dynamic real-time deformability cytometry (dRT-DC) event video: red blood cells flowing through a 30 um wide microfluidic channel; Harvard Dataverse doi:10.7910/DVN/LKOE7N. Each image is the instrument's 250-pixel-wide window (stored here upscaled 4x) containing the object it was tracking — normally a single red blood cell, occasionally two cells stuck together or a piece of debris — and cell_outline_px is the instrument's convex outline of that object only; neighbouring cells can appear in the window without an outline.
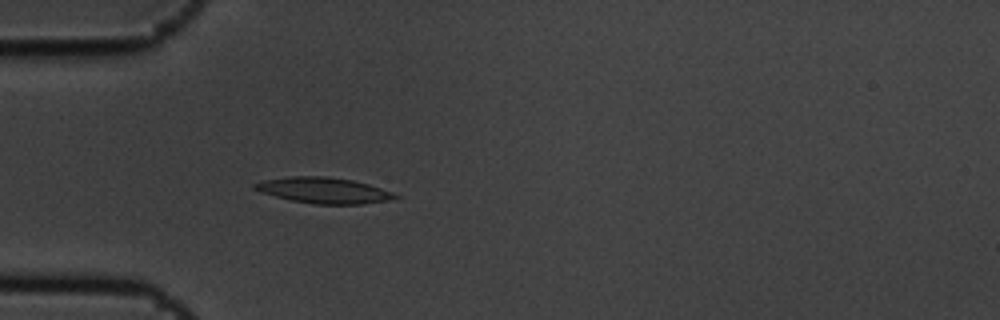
{"species": "common noctule bat (a hibernating species)", "species_latin": "Nyctalus noctula", "temperature_condition": "cold", "stored_images_in_passage": 4, "camera_frame_rate_fps": 3000, "um_per_image_px": 0.085, "animal": {"sex": "male", "body_mass_g": 19.5, "forearm_length_mm": 54.6}, "frame": {"image": 1, "passage_image": 4, "time_ms": 1.0, "image_size_px": [1000, 320], "cell_outline_px": [[400, 196], [396, 200], [364, 204], [316, 204], [292, 200], [260, 192], [252, 188], [252, 184], [264, 180], [288, 176], [324, 176], [352, 180], [368, 184], [392, 192]], "centroid_in_image_um": [27.54, 16.18], "position_along_channel_um": 57.5, "area_um2": 21.21}}